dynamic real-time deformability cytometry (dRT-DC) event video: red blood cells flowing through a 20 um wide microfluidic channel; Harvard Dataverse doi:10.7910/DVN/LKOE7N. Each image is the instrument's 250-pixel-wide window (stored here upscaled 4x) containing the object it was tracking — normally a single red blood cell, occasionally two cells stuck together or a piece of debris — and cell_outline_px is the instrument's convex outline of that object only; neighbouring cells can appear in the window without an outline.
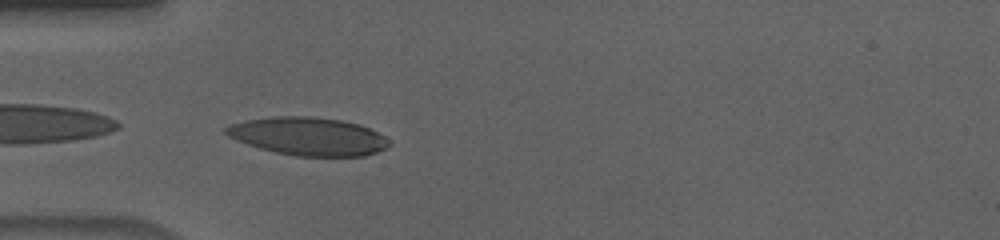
{"species": "human", "species_latin": "Homo sapiens", "temperature_condition": "cold", "stored_images_in_passage": 33, "camera_frame_rate_fps": 3000, "um_per_image_px": 0.085, "donor": {"sex": "male"}, "frame": {"image": 1, "passage_image": 1, "time_ms": 0.0, "image_size_px": [1000, 240], "cell_outline_px": [[392, 144], [388, 148], [364, 156], [296, 156], [276, 152], [260, 148], [236, 140], [228, 136], [224, 132], [224, 128], [232, 124], [248, 120], [272, 116], [312, 116], [340, 120], [360, 124], [392, 140]], "centroid_in_image_um": [26.24, 11.59], "position_along_channel_um": 58.8, "area_um2": 36.24}}
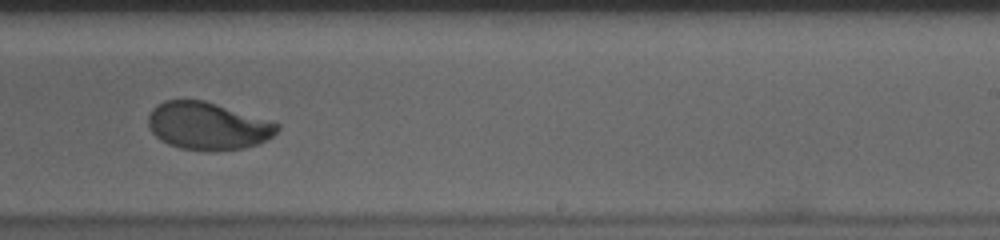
{"frame": {"image": 2, "passage_image": 19, "time_ms": 6.0, "image_size_px": [1000, 240], "cell_outline_px": [[280, 128], [268, 140], [260, 144], [244, 148], [208, 152], [204, 152], [180, 148], [168, 144], [160, 140], [152, 132], [148, 124], [148, 116], [152, 108], [156, 104], [164, 100], [204, 100], [276, 120], [280, 124]], "centroid_in_image_um": [17.72, 10.71], "position_along_channel_um": 271.3, "area_um2": 36.7}, "authors_computed_cell_mechanics": {"area_um2": 36.4718, "velocity_mm_per_s": 3.6278, "shape_relaxation_time_tau1_ms": 3.5392, "shape_relaxation_time_tau2_ms": 0.8914, "deformation_change_tau1": 0.174, "deformation_change_tau2": 0.0407}}